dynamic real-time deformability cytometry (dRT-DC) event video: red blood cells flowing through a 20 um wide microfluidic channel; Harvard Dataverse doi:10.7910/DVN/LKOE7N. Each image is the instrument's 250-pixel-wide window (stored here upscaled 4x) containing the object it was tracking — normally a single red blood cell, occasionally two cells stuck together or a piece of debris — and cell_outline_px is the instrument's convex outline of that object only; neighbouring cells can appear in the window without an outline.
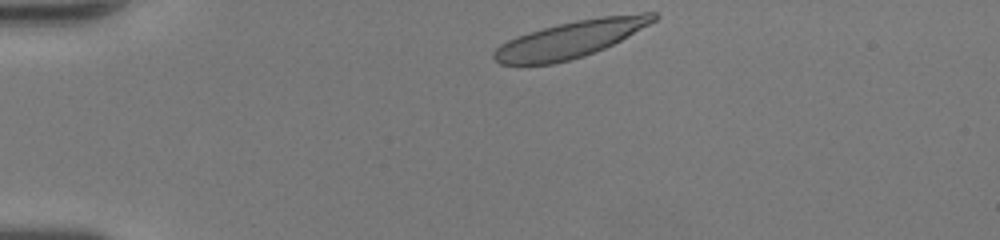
{"species": "human", "species_latin": "Homo sapiens", "temperature_condition": "room temperature", "stored_images_in_passage": 31, "camera_frame_rate_fps": 3000, "um_per_image_px": 0.085, "donor": {"sex": "female"}, "frame": {"image": 1, "passage_image": 1, "time_ms": 0.0, "image_size_px": [1000, 240], "cell_outline_px": [[660, 16], [656, 20], [628, 36], [604, 48], [584, 56], [552, 64], [500, 64], [492, 56], [492, 52], [500, 44], [516, 36], [544, 28], [576, 20], [604, 16], [644, 12], [656, 12]], "centroid_in_image_um": [48.5, 3.33], "position_along_channel_um": 36.5, "area_um2": 33.81}}
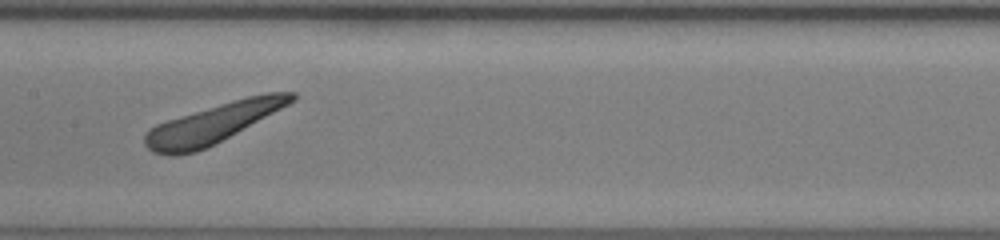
{"frame": {"image": 2, "passage_image": 16, "time_ms": 5.0, "image_size_px": [1000, 240], "cell_outline_px": [[296, 100], [236, 132], [196, 152], [176, 156], [168, 156], [152, 152], [144, 144], [144, 136], [156, 124], [180, 116], [232, 100], [248, 96], [268, 92], [296, 92]], "centroid_in_image_um": [18.08, 10.5], "position_along_channel_um": 189.3, "area_um2": 32.77}}
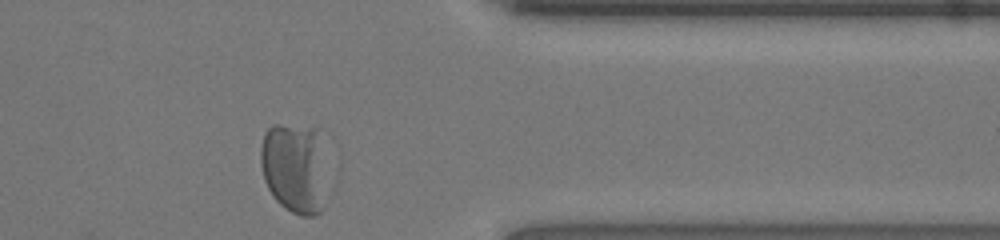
{"frame": {"image": 3, "passage_image": 31, "time_ms": 10.0, "image_size_px": [1000, 240], "cell_outline_px": [[324, 208], [316, 216], [300, 216], [284, 208], [272, 196], [264, 180], [260, 164], [260, 148], [264, 132], [272, 124], [280, 124], [316, 128], [324, 132]], "centroid_in_image_um": [25.04, 14.23], "position_along_channel_um": 386.4, "area_um2": 36.18}}